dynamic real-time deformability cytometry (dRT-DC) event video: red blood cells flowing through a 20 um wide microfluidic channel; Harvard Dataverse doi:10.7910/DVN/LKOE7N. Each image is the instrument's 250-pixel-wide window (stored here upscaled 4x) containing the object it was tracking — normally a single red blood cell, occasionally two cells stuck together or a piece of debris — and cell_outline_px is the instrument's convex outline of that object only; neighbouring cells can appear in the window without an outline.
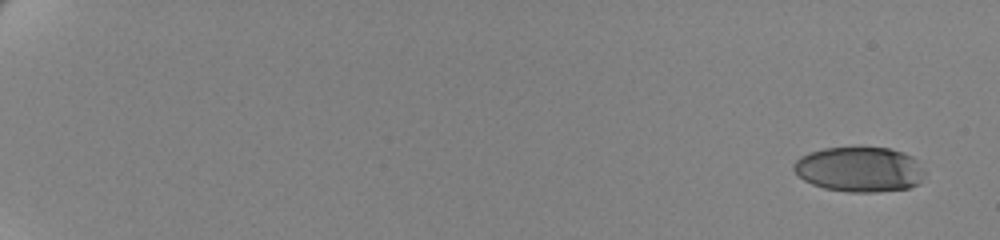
{"species": "human", "species_latin": "Homo sapiens", "temperature_condition": "cold", "stored_images_in_passage": 60, "camera_frame_rate_fps": 3000, "um_per_image_px": 0.085, "donor": {"sex": "female"}, "frame": {"image": 1, "passage_image": 1, "time_ms": 0.0, "image_size_px": [1000, 240], "cell_outline_px": [[928, 172], [920, 184], [908, 188], [876, 192], [848, 192], [824, 188], [812, 184], [804, 180], [792, 168], [792, 164], [800, 156], [824, 148], [888, 148], [904, 152], [912, 156]], "centroid_in_image_um": [73.11, 14.41], "position_along_channel_um": 11.9, "area_um2": 34.62}}
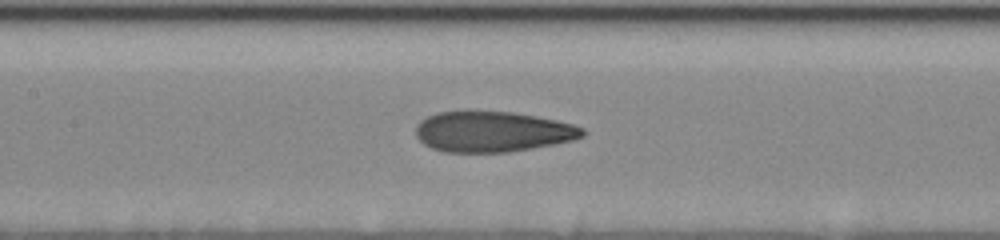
{"frame": {"image": 2, "passage_image": 32, "time_ms": 10.333, "image_size_px": [1000, 240], "cell_outline_px": [[584, 136], [572, 140], [532, 148], [508, 152], [444, 152], [432, 148], [424, 144], [416, 136], [416, 124], [420, 120], [436, 112], [468, 108], [512, 112], [536, 116], [556, 120], [572, 124], [584, 128]], "centroid_in_image_um": [41.8, 11.15], "position_along_channel_um": 165.6, "area_um2": 40.23}}
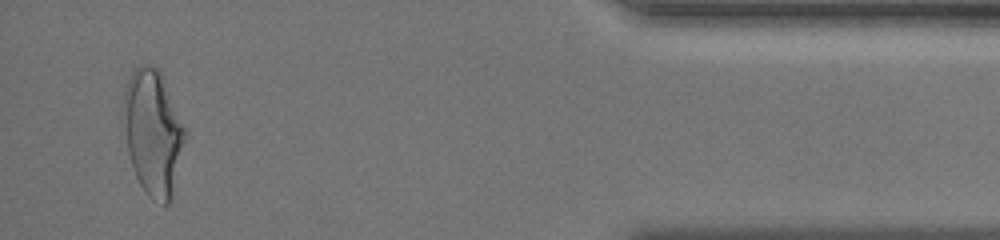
{"frame": {"image": 3, "passage_image": 58, "time_ms": 19.0, "image_size_px": [1000, 240], "cell_outline_px": [[188, 132], [172, 196], [168, 204], [164, 204], [152, 200], [148, 196], [140, 184], [136, 176], [128, 152], [124, 100], [124, 88], [132, 72], [140, 64], [144, 64], [156, 68], [160, 72]], "centroid_in_image_um": [13.05, 11.28], "position_along_channel_um": 422.1, "area_um2": 44.39}, "authors_computed_cell_mechanics": {"area_um2": 38.9283, "velocity_mm_per_s": 3.4906, "shape_relaxation_time_tau1_ms": 6.3837, "shape_relaxation_time_tau2_ms": 1.1983, "deformation_change_tau1": 0.2033, "deformation_change_tau2": 0.0892}}